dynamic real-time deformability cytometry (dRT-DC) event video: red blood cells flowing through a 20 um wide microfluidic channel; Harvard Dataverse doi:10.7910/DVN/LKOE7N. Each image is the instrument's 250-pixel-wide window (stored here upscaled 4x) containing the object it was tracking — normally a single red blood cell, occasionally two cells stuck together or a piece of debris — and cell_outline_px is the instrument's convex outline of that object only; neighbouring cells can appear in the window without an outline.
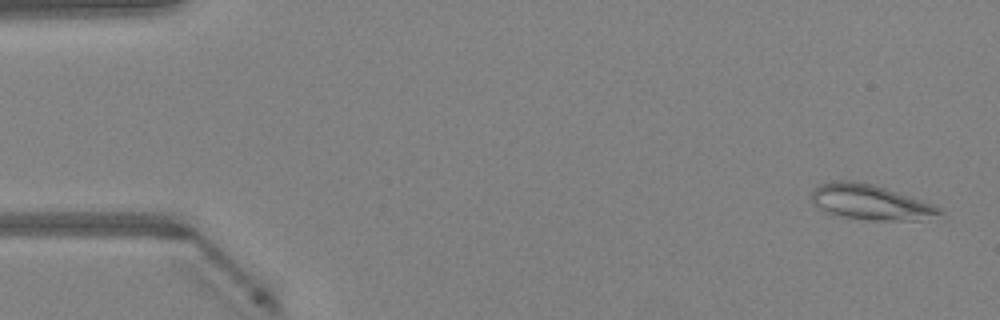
{"species": "Egyptian fruit bat (a non-hibernating species)", "species_latin": "Rousettus aegyptiacus", "temperature_condition": "warm", "stored_images_in_passage": 7, "camera_frame_rate_fps": 3000, "um_per_image_px": 0.085, "animal": {"sex": "female"}, "frame": {"image": 1, "passage_image": 2, "time_ms": 0.333, "image_size_px": [1000, 320], "cell_outline_px": [[944, 212], [920, 220], [872, 220], [840, 216], [828, 212], [820, 208], [812, 200], [812, 192], [820, 184], [836, 180], [856, 180], [872, 184], [932, 204], [940, 208]], "centroid_in_image_um": [73.95, 17.18], "position_along_channel_um": 11.0, "area_um2": 25.61}}